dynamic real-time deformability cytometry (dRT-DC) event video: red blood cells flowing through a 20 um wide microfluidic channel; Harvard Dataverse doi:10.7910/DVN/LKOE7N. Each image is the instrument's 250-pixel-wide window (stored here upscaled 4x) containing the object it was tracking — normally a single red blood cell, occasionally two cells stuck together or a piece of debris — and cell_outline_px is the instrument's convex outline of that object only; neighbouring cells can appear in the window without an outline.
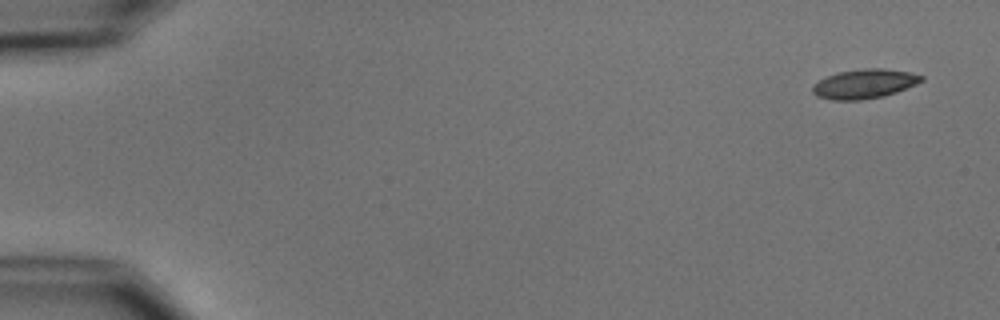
{"species": "common noctule bat (a hibernating species)", "species_latin": "Nyctalus noctula", "temperature_condition": "cold", "stored_images_in_passage": 4, "camera_frame_rate_fps": 3000, "um_per_image_px": 0.085, "animal": {"sex": "male", "body_mass_g": 15.6}, "frame": {"image": 1, "passage_image": 1, "time_ms": 0.0, "image_size_px": [1000, 320], "cell_outline_px": [[924, 80], [916, 84], [896, 92], [884, 96], [860, 100], [832, 100], [816, 96], [812, 92], [812, 88], [820, 80], [836, 72], [868, 68], [880, 68], [908, 72], [924, 76]], "centroid_in_image_um": [73.47, 7.13], "position_along_channel_um": 11.5, "area_um2": 18.44}}
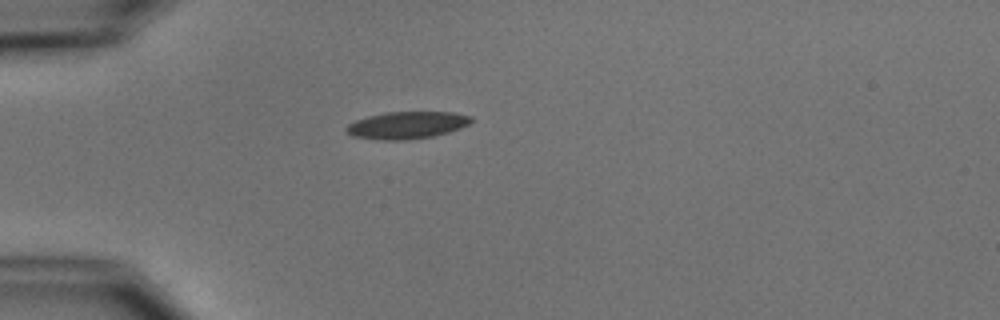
{"frame": {"image": 2, "passage_image": 4, "time_ms": 4.333, "image_size_px": [1000, 320], "cell_outline_px": [[472, 120], [468, 124], [460, 128], [448, 132], [432, 136], [404, 140], [384, 140], [352, 136], [344, 128], [348, 124], [356, 120], [368, 116], [384, 112], [456, 112], [472, 116]], "centroid_in_image_um": [34.59, 10.63], "position_along_channel_um": 50.4, "area_um2": 19.71}}